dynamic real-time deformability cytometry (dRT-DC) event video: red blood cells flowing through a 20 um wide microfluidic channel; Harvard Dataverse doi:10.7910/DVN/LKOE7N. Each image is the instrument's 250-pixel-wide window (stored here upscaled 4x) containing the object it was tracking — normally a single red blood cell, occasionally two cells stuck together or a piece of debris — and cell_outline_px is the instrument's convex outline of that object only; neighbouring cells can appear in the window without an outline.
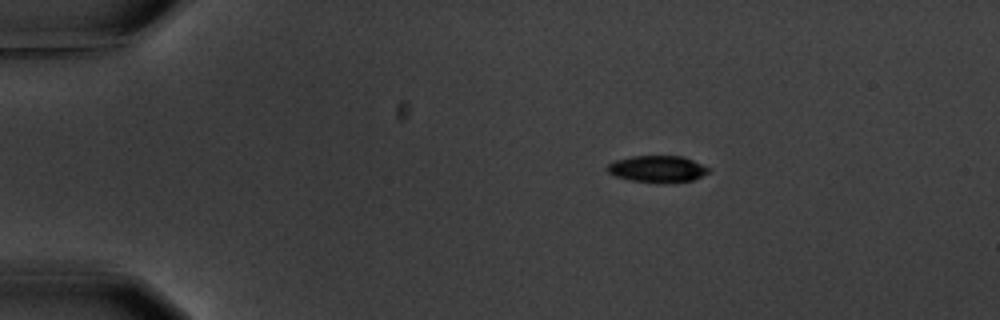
{"species": "common noctule bat (a hibernating species)", "species_latin": "Nyctalus noctula", "temperature_condition": "warm", "stored_images_in_passage": 3, "camera_frame_rate_fps": 3000, "um_per_image_px": 0.085, "animal": {"sex": "male", "body_mass_g": 20.1, "forearm_length_mm": 53.5}, "frame": {"image": 1, "passage_image": 1, "time_ms": 0.0, "image_size_px": [1000, 320], "cell_outline_px": [[708, 172], [692, 180], [632, 180], [616, 176], [608, 172], [604, 168], [608, 164], [616, 160], [632, 156], [680, 156], [692, 160], [708, 168]], "centroid_in_image_um": [55.8, 14.31], "position_along_channel_um": 29.2, "area_um2": 14.74}}